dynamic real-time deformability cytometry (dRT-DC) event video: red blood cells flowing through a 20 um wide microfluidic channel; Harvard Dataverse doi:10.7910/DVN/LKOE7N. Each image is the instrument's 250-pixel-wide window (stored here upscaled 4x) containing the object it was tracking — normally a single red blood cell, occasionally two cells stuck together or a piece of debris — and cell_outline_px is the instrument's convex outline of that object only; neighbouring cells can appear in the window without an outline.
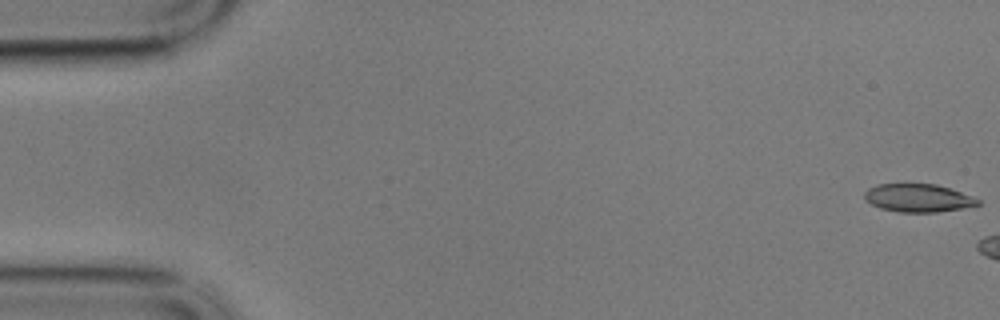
{"species": "common noctule bat (a hibernating species)", "species_latin": "Nyctalus noctula", "temperature_condition": "cold", "stored_images_in_passage": 7, "camera_frame_rate_fps": 3000, "um_per_image_px": 0.085, "animal": {"sex": "male", "body_mass_g": 17.9}, "frame": {"image": 1, "passage_image": 1, "time_ms": 0.0, "image_size_px": [1000, 320], "cell_outline_px": [[980, 204], [960, 208], [936, 212], [896, 212], [880, 208], [872, 204], [864, 196], [864, 192], [868, 188], [876, 184], [936, 184], [972, 196], [980, 200]], "centroid_in_image_um": [78.01, 16.82], "position_along_channel_um": 7.0, "area_um2": 18.32}}